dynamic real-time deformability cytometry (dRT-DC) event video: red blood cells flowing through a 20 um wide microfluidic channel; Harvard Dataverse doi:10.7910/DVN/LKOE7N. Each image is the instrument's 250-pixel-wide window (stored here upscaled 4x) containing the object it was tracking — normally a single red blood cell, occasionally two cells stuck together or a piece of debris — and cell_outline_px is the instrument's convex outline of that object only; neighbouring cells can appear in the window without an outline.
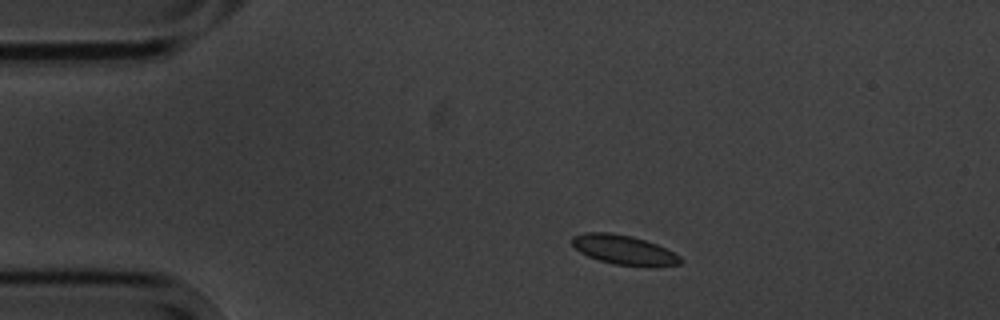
{"species": "common noctule bat (a hibernating species)", "species_latin": "Nyctalus noctula", "temperature_condition": "cold", "stored_images_in_passage": 13, "camera_frame_rate_fps": 3000, "um_per_image_px": 0.085, "animal": {"sex": "male", "body_mass_g": 20.1, "forearm_length_mm": 53.5}, "frame": {"image": 1, "passage_image": 2, "time_ms": 1.0, "image_size_px": [1000, 320], "cell_outline_px": [[684, 260], [680, 264], [656, 268], [612, 264], [588, 256], [580, 252], [572, 244], [572, 236], [584, 232], [608, 232], [632, 236], [656, 244], [680, 256]], "centroid_in_image_um": [53.06, 21.26], "position_along_channel_um": 31.9, "area_um2": 18.84}}
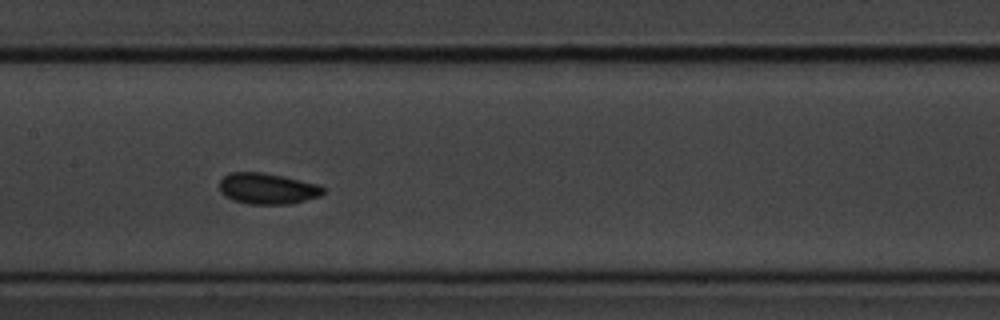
{"frame": {"image": 2, "passage_image": 6, "time_ms": 6.667, "image_size_px": [1000, 320], "cell_outline_px": [[324, 192], [320, 196], [292, 204], [248, 204], [232, 200], [224, 196], [220, 192], [220, 180], [228, 172], [264, 172], [284, 176], [320, 184], [324, 188]], "centroid_in_image_um": [22.73, 16.03], "position_along_channel_um": 184.7, "area_um2": 19.07}}
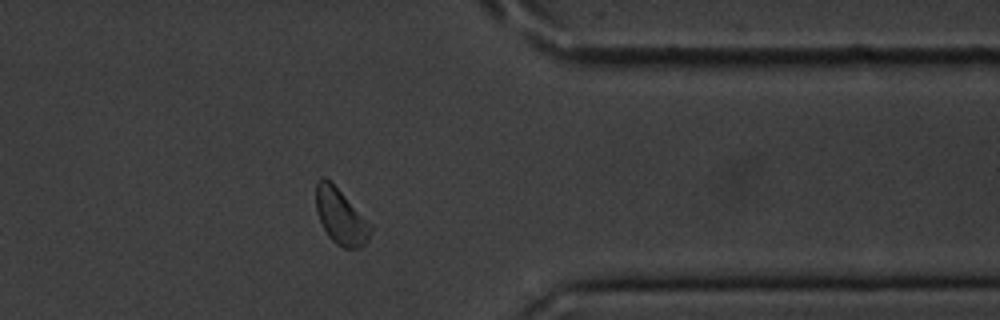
{"frame": {"image": 3, "passage_image": 11, "time_ms": 12.667, "image_size_px": [1000, 320], "cell_outline_px": [[372, 228], [368, 240], [360, 248], [344, 248], [336, 244], [328, 236], [316, 212], [316, 184], [320, 176], [324, 176], [372, 224]], "centroid_in_image_um": [28.96, 18.43], "position_along_channel_um": 382.4, "area_um2": 17.4}}